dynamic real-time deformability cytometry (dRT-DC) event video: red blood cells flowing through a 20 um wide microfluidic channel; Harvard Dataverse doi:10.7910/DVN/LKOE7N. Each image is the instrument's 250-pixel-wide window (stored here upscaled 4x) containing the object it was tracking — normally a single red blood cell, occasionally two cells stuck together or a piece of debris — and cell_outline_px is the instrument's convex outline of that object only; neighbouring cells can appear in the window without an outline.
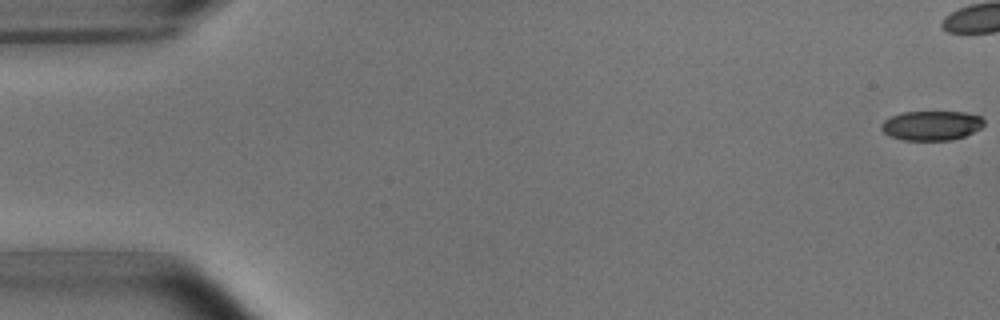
{"species": "common noctule bat (a hibernating species)", "species_latin": "Nyctalus noctula", "temperature_condition": "room temperature", "stored_images_in_passage": 4, "camera_frame_rate_fps": 3000, "um_per_image_px": 0.085, "animal": {"sex": "male", "body_mass_g": 15.6}, "frame": {"image": 1, "passage_image": 4, "time_ms": 4.333, "image_size_px": [1000, 320], "cell_outline_px": [[984, 124], [980, 128], [964, 136], [952, 140], [904, 140], [888, 136], [880, 128], [880, 124], [884, 120], [892, 116], [904, 112], [964, 112], [980, 116], [984, 120]], "centroid_in_image_um": [79.15, 10.67], "position_along_channel_um": 5.8, "area_um2": 17.63}}